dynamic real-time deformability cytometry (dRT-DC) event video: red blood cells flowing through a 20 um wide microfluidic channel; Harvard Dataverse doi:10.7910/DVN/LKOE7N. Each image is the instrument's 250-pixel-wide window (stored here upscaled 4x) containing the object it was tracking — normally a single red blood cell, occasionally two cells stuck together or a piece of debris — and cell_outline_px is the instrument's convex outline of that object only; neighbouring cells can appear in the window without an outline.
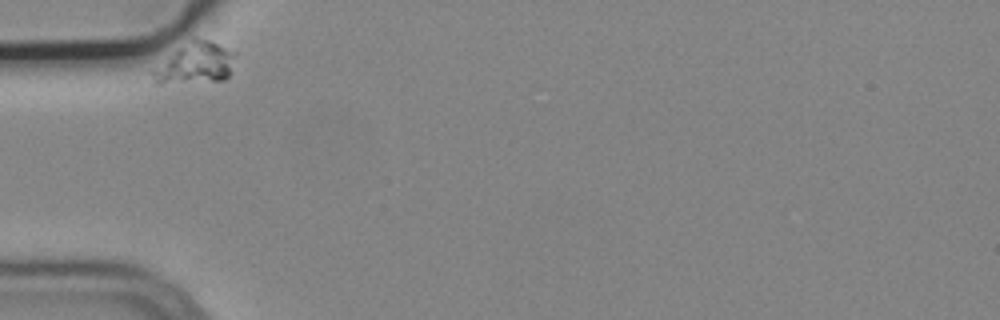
{"species": "common noctule bat (a hibernating species)", "species_latin": "Nyctalus noctula", "temperature_condition": "cold", "stored_images_in_passage": 4, "camera_frame_rate_fps": 3000, "um_per_image_px": 0.085, "animal": {"sex": "male", "body_mass_g": 19.2, "forearm_length_mm": 51.8}, "frame": {"image": 1, "passage_image": 1, "time_ms": 0.0, "image_size_px": [1000, 320], "cell_outline_px": [[236, 52], [228, 76], [224, 80], [160, 84], [156, 84], [152, 76], [152, 72], [192, 36], [208, 40]], "centroid_in_image_um": [16.63, 5.38], "position_along_channel_um": 68.4, "area_um2": 19.31}}
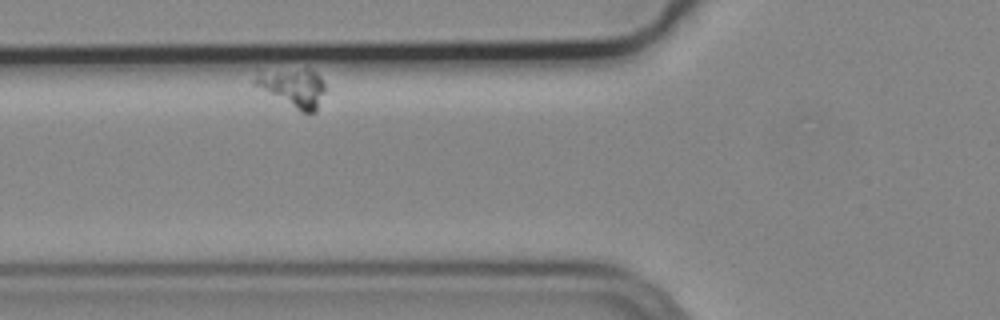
{"frame": {"image": 2, "passage_image": 2, "time_ms": 0.333, "image_size_px": [1000, 320], "cell_outline_px": [[328, 88], [316, 112], [300, 112], [252, 84], [252, 80], [276, 76], [304, 72], [316, 72], [320, 76]], "centroid_in_image_um": [25.14, 7.64], "position_along_channel_um": 100.7, "area_um2": 13.99}}
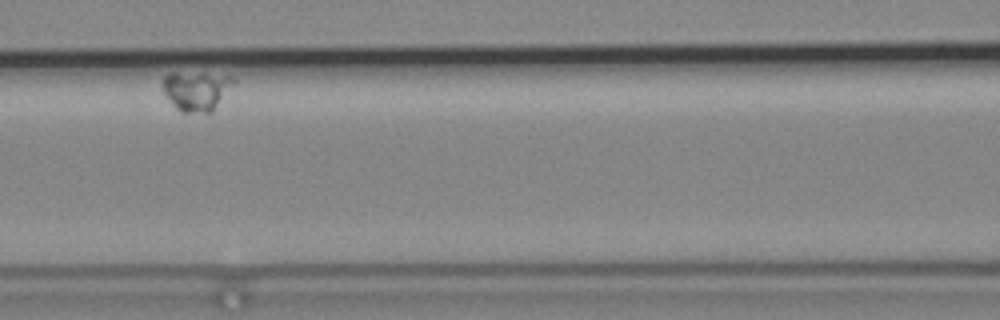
{"frame": {"image": 3, "passage_image": 3, "time_ms": 0.667, "image_size_px": [1000, 320], "cell_outline_px": [[236, 80], [212, 112], [180, 112], [164, 96], [160, 84], [160, 80], [164, 76], [172, 72], [232, 76]], "centroid_in_image_um": [16.61, 7.71], "position_along_channel_um": 150.0, "area_um2": 16.3}}